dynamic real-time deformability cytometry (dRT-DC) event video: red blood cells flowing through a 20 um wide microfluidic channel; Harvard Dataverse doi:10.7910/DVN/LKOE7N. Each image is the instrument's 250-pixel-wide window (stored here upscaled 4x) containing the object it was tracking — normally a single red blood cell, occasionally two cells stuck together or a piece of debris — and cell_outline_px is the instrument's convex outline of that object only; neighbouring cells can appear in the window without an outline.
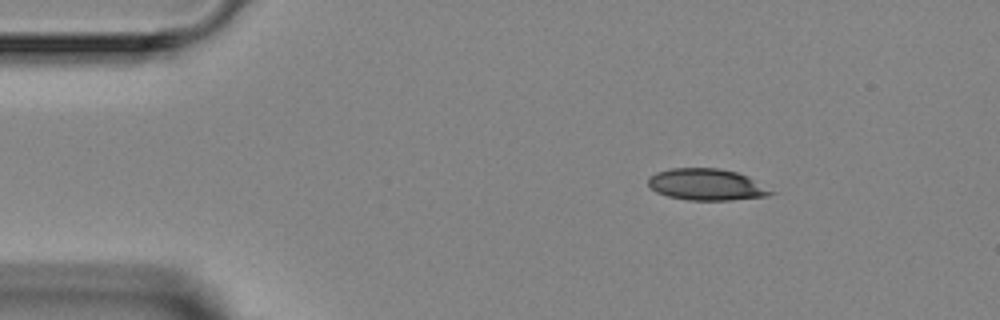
{"species": "Egyptian fruit bat (a non-hibernating species)", "species_latin": "Rousettus aegyptiacus", "temperature_condition": "room temperature", "stored_images_in_passage": 3, "camera_frame_rate_fps": 3000, "um_per_image_px": 0.085, "animal": {"sex": "female"}, "frame": {"image": 1, "passage_image": 1, "time_ms": 0.0, "image_size_px": [1000, 320], "cell_outline_px": [[776, 192], [768, 196], [732, 200], [688, 200], [668, 196], [656, 192], [648, 184], [648, 176], [656, 172], [668, 168], [720, 168], [736, 172], [748, 176]], "centroid_in_image_um": [60.05, 15.68], "position_along_channel_um": 24.9, "area_um2": 22.72}}
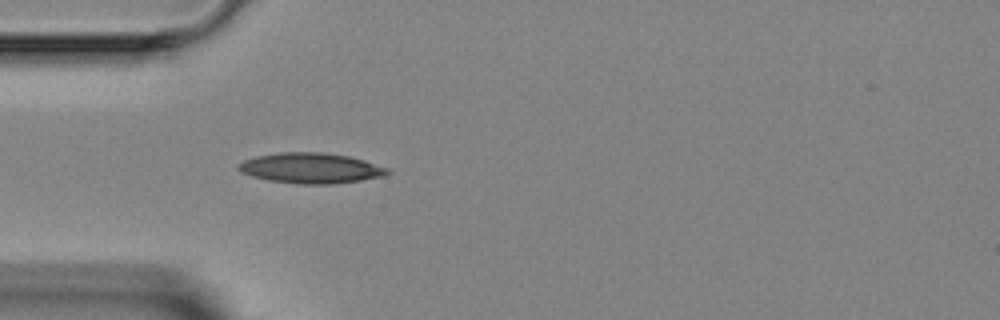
{"frame": {"image": 2, "passage_image": 3, "time_ms": 2.333, "image_size_px": [1000, 320], "cell_outline_px": [[392, 172], [384, 176], [360, 180], [332, 184], [300, 184], [268, 180], [252, 176], [240, 172], [236, 168], [244, 160], [256, 156], [280, 152], [320, 152], [348, 156], [364, 160], [388, 168]], "centroid_in_image_um": [26.42, 14.29], "position_along_channel_um": 58.6, "area_um2": 26.36}}